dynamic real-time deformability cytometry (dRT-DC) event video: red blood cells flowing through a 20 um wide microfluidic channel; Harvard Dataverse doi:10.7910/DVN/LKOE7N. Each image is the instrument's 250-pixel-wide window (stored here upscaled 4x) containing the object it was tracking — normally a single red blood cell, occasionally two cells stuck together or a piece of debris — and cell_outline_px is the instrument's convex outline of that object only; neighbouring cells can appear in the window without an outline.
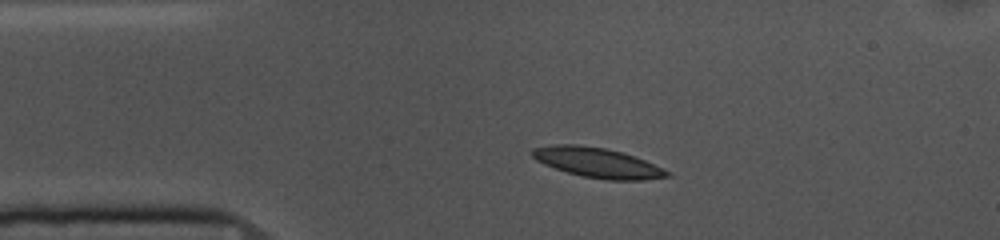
{"species": "common noctule bat (a hibernating species)", "species_latin": "Nyctalus noctula", "temperature_condition": "cold", "stored_images_in_passage": 44, "camera_frame_rate_fps": 3000, "um_per_image_px": 0.085, "animal": {"sex": "female", "body_mass_g": 10.0, "forearm_length_mm": 53.1}, "frame": {"image": 1, "passage_image": 1, "time_ms": 0.0, "image_size_px": [1000, 240], "cell_outline_px": [[672, 176], [644, 180], [608, 180], [584, 176], [568, 172], [544, 164], [536, 160], [532, 156], [532, 148], [552, 144], [576, 144], [608, 148], [644, 160], [672, 172]], "centroid_in_image_um": [50.8, 13.82], "position_along_channel_um": 34.2, "area_um2": 23.41}}
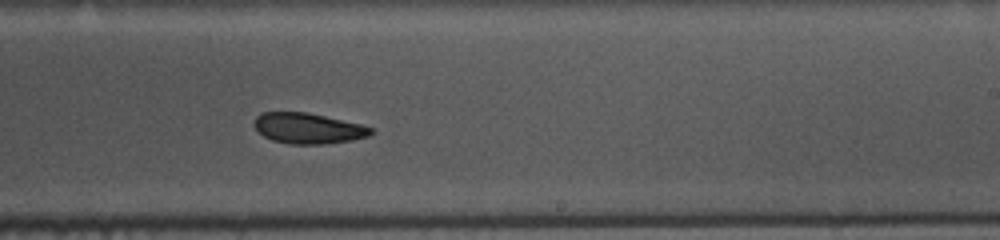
{"frame": {"image": 2, "passage_image": 22, "time_ms": 7.0, "image_size_px": [1000, 240], "cell_outline_px": [[376, 132], [368, 136], [352, 140], [324, 144], [288, 144], [272, 140], [264, 136], [252, 124], [256, 116], [260, 112], [308, 112], [360, 124], [372, 128]], "centroid_in_image_um": [26.18, 10.9], "position_along_channel_um": 262.8, "area_um2": 20.92}}
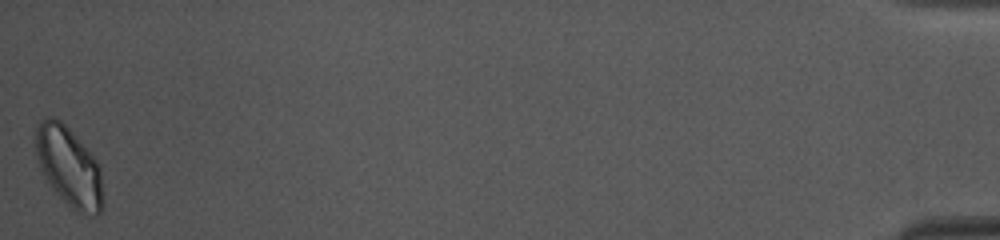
{"frame": {"image": 3, "passage_image": 44, "time_ms": 14.333, "image_size_px": [1000, 240], "cell_outline_px": [[104, 204], [100, 212], [96, 216], [76, 212], [56, 192], [44, 176], [40, 168], [36, 156], [36, 128], [40, 120], [48, 116], [52, 116], [60, 120], [68, 128], [100, 164], [104, 200]], "centroid_in_image_um": [5.89, 14.18], "position_along_channel_um": 429.3, "area_um2": 31.15}, "authors_computed_cell_mechanics": {"area_um2": 22.3108, "velocity_mm_per_s": 3.6619, "shape_relaxation_time_tau1_ms": 3.7949, "shape_relaxation_time_tau2_ms": 4.19, "deformation_change_tau1": 0.0929, "deformation_change_tau2": 0.1044}}